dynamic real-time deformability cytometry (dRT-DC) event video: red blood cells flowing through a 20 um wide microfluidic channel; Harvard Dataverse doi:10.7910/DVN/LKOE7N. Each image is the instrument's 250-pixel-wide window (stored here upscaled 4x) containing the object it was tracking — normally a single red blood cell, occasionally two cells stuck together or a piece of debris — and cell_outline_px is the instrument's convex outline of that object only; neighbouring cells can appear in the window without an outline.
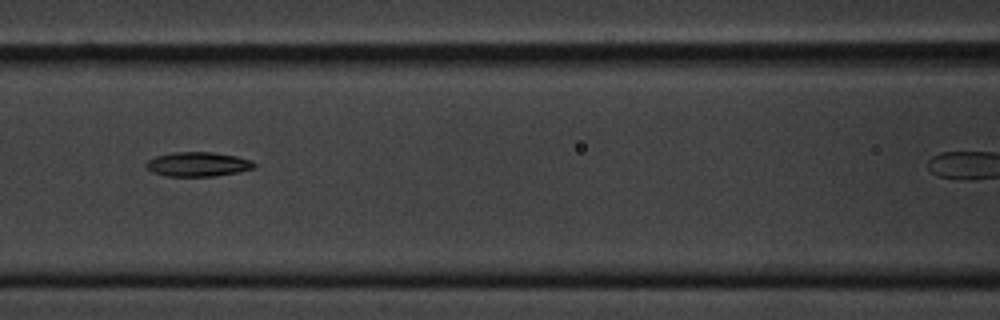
{"species": "common noctule bat (a hibernating species)", "species_latin": "Nyctalus noctula", "temperature_condition": "cold", "stored_images_in_passage": 7, "camera_frame_rate_fps": 3000, "um_per_image_px": 0.085, "animal": {"sex": "male", "body_mass_g": 20.1, "forearm_length_mm": 53.5}, "frame": {"image": 1, "passage_image": 6, "time_ms": 6.0, "image_size_px": [1000, 320], "cell_outline_px": [[256, 168], [216, 176], [164, 176], [152, 172], [144, 164], [148, 160], [156, 156], [172, 152], [212, 152], [236, 156], [252, 160], [256, 164]], "centroid_in_image_um": [16.82, 13.96], "position_along_channel_um": 149.8, "area_um2": 15.43}}